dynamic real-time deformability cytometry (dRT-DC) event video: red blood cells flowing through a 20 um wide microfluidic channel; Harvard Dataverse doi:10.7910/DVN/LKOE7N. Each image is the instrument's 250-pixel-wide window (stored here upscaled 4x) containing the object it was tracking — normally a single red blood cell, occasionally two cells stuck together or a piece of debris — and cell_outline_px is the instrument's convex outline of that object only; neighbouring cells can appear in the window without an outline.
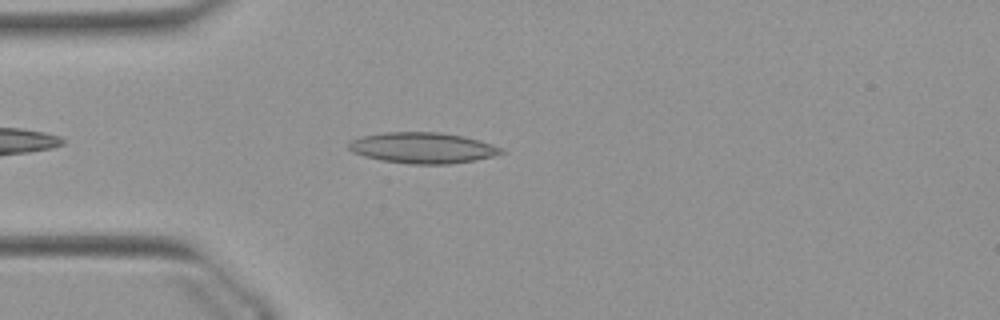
{"species": "Egyptian fruit bat (a non-hibernating species)", "species_latin": "Rousettus aegyptiacus", "temperature_condition": "warm", "stored_images_in_passage": 29, "camera_frame_rate_fps": 3000, "um_per_image_px": 0.085, "animal": {"sex": "female"}, "frame": {"image": 1, "passage_image": 6, "time_ms": 1.667, "image_size_px": [1000, 320], "cell_outline_px": [[508, 152], [476, 160], [448, 164], [408, 164], [380, 160], [364, 156], [352, 152], [348, 148], [348, 140], [360, 136], [384, 132], [440, 132], [464, 136], [480, 140], [504, 148]], "centroid_in_image_um": [35.93, 12.56], "position_along_channel_um": 49.1, "area_um2": 27.86}}
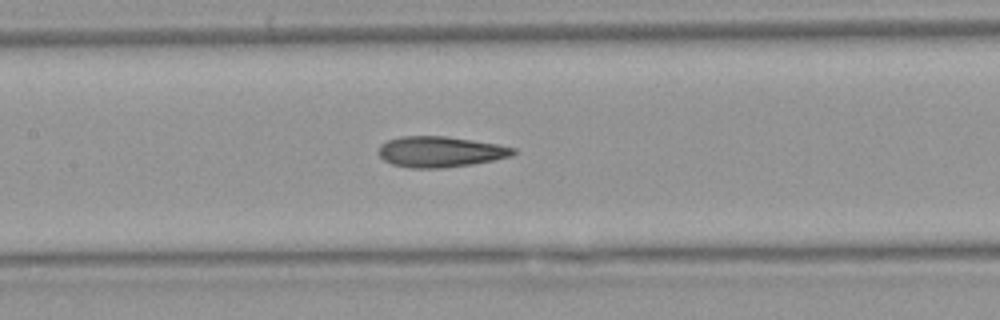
{"frame": {"image": 2, "passage_image": 16, "time_ms": 5.0, "image_size_px": [1000, 320], "cell_outline_px": [[516, 152], [512, 156], [496, 160], [472, 164], [444, 168], [412, 168], [392, 164], [384, 160], [380, 156], [380, 144], [388, 140], [400, 136], [444, 136], [472, 140], [496, 144], [516, 148]], "centroid_in_image_um": [37.45, 12.9], "position_along_channel_um": 170.0, "area_um2": 24.1}}
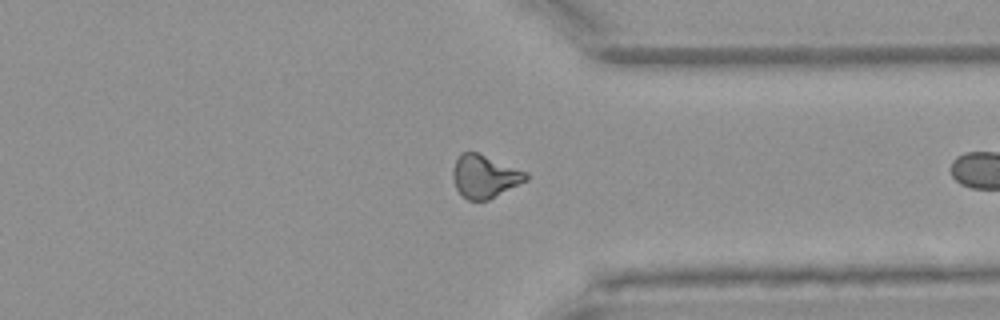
{"frame": {"image": 3, "passage_image": 28, "time_ms": 9.0, "image_size_px": [1000, 320], "cell_outline_px": [[528, 180], [488, 200], [468, 200], [460, 196], [456, 188], [452, 176], [452, 168], [460, 152], [476, 152], [528, 172]], "centroid_in_image_um": [41.17, 15.0], "position_along_channel_um": 370.2, "area_um2": 18.38}}